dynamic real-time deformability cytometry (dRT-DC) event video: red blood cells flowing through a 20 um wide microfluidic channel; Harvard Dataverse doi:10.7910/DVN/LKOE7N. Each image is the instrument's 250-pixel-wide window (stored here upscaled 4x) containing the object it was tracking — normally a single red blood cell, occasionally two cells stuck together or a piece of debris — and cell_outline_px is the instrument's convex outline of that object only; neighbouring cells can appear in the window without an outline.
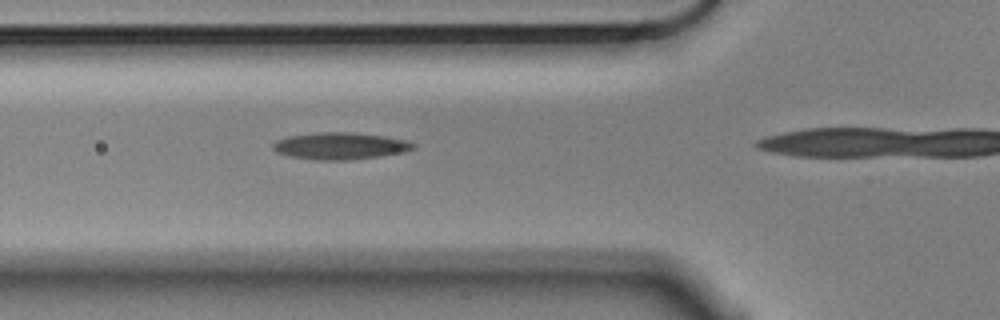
{"species": "Egyptian fruit bat (a non-hibernating species)", "species_latin": "Rousettus aegyptiacus", "temperature_condition": "cold", "stored_images_in_passage": 38, "camera_frame_rate_fps": 3000, "um_per_image_px": 0.085, "animal": {"sex": "male"}, "frame": {"image": 1, "passage_image": 13, "time_ms": 4.0, "image_size_px": [1000, 320], "cell_outline_px": [[416, 148], [404, 152], [380, 156], [348, 160], [320, 160], [292, 156], [276, 152], [272, 148], [272, 144], [276, 140], [288, 136], [316, 132], [352, 132], [384, 136], [408, 140], [416, 144]], "centroid_in_image_um": [28.94, 12.39], "position_along_channel_um": 96.9, "area_um2": 22.08}}
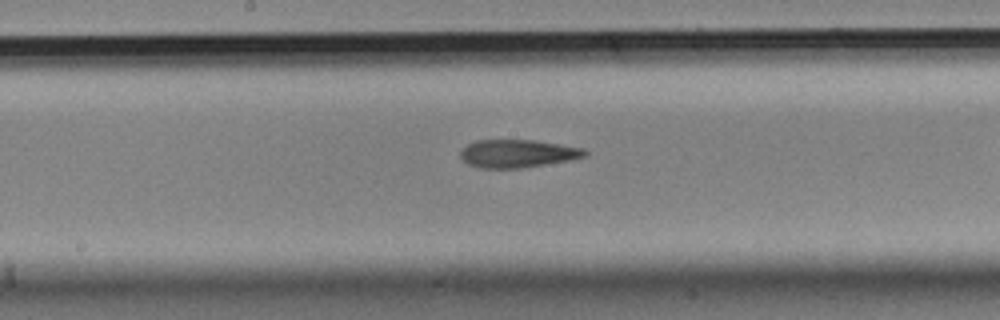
{"frame": {"image": 2, "passage_image": 22, "time_ms": 7.0, "image_size_px": [1000, 320], "cell_outline_px": [[588, 156], [568, 160], [520, 168], [480, 168], [468, 164], [460, 156], [460, 152], [468, 144], [476, 140], [536, 140], [584, 148], [588, 152]], "centroid_in_image_um": [44.01, 13.04], "position_along_channel_um": 204.2, "area_um2": 20.17}}
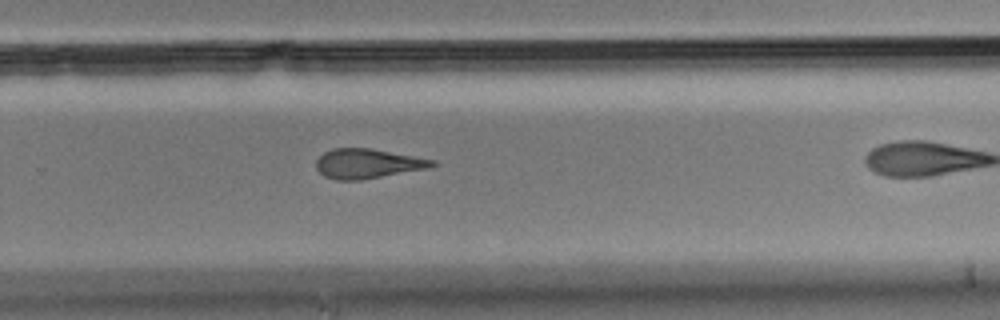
{"frame": {"image": 3, "passage_image": 30, "time_ms": 9.667, "image_size_px": [1000, 320], "cell_outline_px": [[436, 164], [428, 168], [360, 180], [336, 180], [324, 176], [316, 168], [316, 160], [324, 152], [332, 148], [372, 148], [436, 160]], "centroid_in_image_um": [31.23, 13.9], "position_along_channel_um": 298.6, "area_um2": 20.0}}